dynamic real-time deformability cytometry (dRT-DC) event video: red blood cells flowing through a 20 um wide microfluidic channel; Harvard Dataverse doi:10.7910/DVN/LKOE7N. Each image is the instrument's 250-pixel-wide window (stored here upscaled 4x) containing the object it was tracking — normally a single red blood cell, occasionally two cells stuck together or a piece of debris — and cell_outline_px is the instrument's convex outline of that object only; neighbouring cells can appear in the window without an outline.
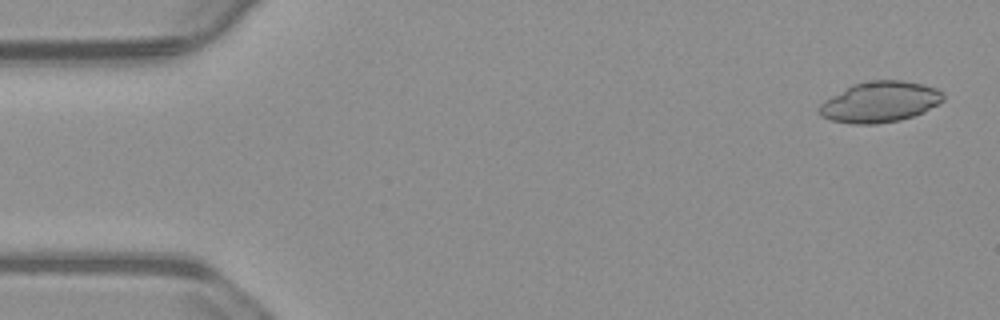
{"species": "common noctule bat (a hibernating species)", "species_latin": "Nyctalus noctula", "temperature_condition": "warm", "stored_images_in_passage": 54, "camera_frame_rate_fps": 3000, "um_per_image_px": 0.085, "animal": {"sex": "male", "body_mass_g": 23.1, "forearm_length_mm": 52.7}, "frame": {"image": 1, "passage_image": 2, "time_ms": 0.333, "image_size_px": [1000, 320], "cell_outline_px": [[944, 100], [924, 112], [900, 120], [876, 124], [852, 124], [832, 120], [820, 116], [816, 112], [816, 108], [824, 100], [852, 84], [872, 80], [900, 80], [920, 84], [936, 88], [944, 96]], "centroid_in_image_um": [74.73, 8.67], "position_along_channel_um": 10.3, "area_um2": 29.48}}